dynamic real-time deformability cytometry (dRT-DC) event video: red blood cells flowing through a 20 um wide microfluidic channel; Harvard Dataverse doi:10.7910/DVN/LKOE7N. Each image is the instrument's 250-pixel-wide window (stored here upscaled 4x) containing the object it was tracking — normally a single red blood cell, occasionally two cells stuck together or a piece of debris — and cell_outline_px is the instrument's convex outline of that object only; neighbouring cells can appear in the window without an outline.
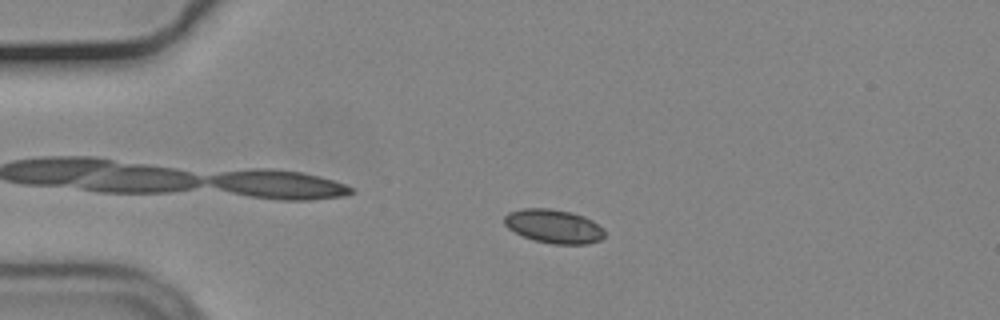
{"species": "common noctule bat (a hibernating species)", "species_latin": "Nyctalus noctula", "temperature_condition": "cold", "stored_images_in_passage": 56, "camera_frame_rate_fps": 3000, "um_per_image_px": 0.085, "animal": {"sex": "male", "body_mass_g": 19.2, "forearm_length_mm": 51.8}, "frame": {"image": 1, "passage_image": 13, "time_ms": 4.0, "image_size_px": [1000, 320], "cell_outline_px": [[604, 236], [600, 240], [588, 244], [552, 244], [536, 240], [524, 236], [508, 228], [504, 224], [504, 216], [508, 212], [524, 208], [548, 208], [572, 212], [584, 216], [592, 220], [604, 228]], "centroid_in_image_um": [47.09, 19.22], "position_along_channel_um": 37.9, "area_um2": 19.77}}
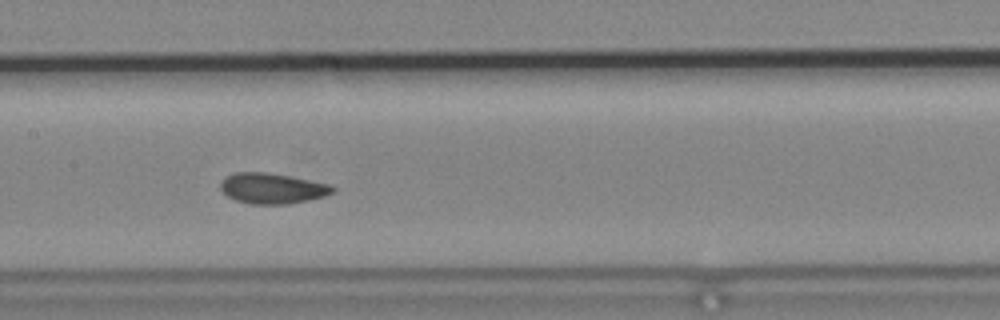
{"frame": {"image": 2, "passage_image": 28, "time_ms": 9.0, "image_size_px": [1000, 320], "cell_outline_px": [[336, 188], [332, 192], [324, 196], [308, 200], [288, 204], [252, 204], [236, 200], [228, 196], [220, 188], [220, 180], [236, 172], [268, 172], [332, 184]], "centroid_in_image_um": [23.15, 16.0], "position_along_channel_um": 184.2, "area_um2": 19.94}}
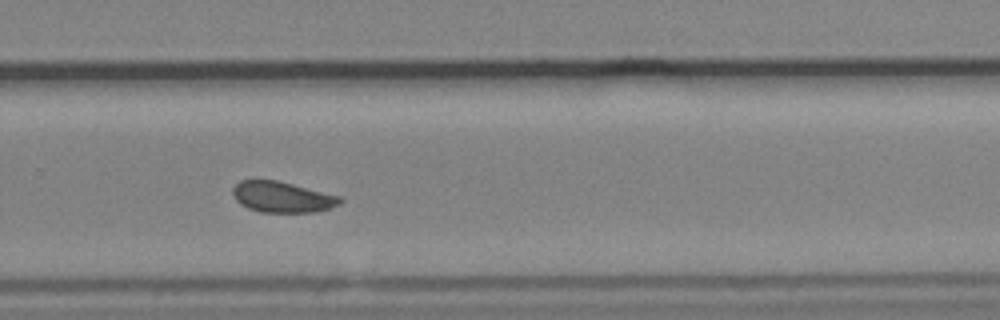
{"frame": {"image": 3, "passage_image": 38, "time_ms": 12.333, "image_size_px": [1000, 320], "cell_outline_px": [[344, 200], [340, 204], [316, 212], [260, 212], [248, 208], [240, 204], [236, 200], [232, 192], [232, 188], [240, 180], [256, 176], [276, 180], [340, 196]], "centroid_in_image_um": [23.92, 16.71], "position_along_channel_um": 305.9, "area_um2": 19.71}, "authors_computed_cell_mechanics": {"area_um2": 19.652, "velocity_mm_per_s": 3.6674, "shape_relaxation_time_tau1_ms": 7.6523, "shape_relaxation_time_tau2_ms": 1.9421, "deformation_change_tau1": 0.0997, "deformation_change_tau2": 0.0662}}